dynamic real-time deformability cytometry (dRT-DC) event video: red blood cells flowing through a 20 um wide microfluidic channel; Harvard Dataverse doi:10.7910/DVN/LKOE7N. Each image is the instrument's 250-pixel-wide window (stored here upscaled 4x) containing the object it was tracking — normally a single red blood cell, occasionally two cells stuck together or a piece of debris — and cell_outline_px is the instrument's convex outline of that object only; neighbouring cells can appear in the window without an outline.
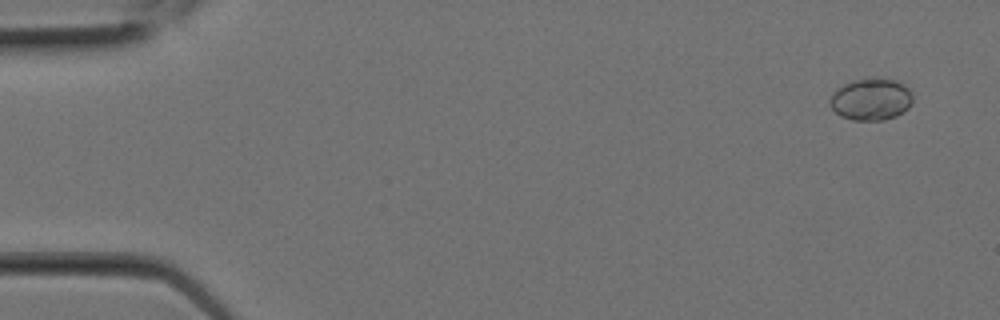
{"species": "Egyptian fruit bat (a non-hibernating species)", "species_latin": "Rousettus aegyptiacus", "temperature_condition": "room temperature", "stored_images_in_passage": 10, "camera_frame_rate_fps": 3000, "um_per_image_px": 0.085, "animal": {"sex": "female"}, "frame": {"image": 1, "passage_image": 2, "time_ms": 0.333, "image_size_px": [1000, 320], "cell_outline_px": [[912, 100], [908, 108], [896, 116], [884, 120], [852, 120], [840, 116], [832, 108], [828, 100], [832, 92], [836, 88], [852, 80], [868, 76], [876, 76], [896, 80], [904, 84], [912, 92]], "centroid_in_image_um": [74.02, 8.4], "position_along_channel_um": 11.0, "area_um2": 20.81}}
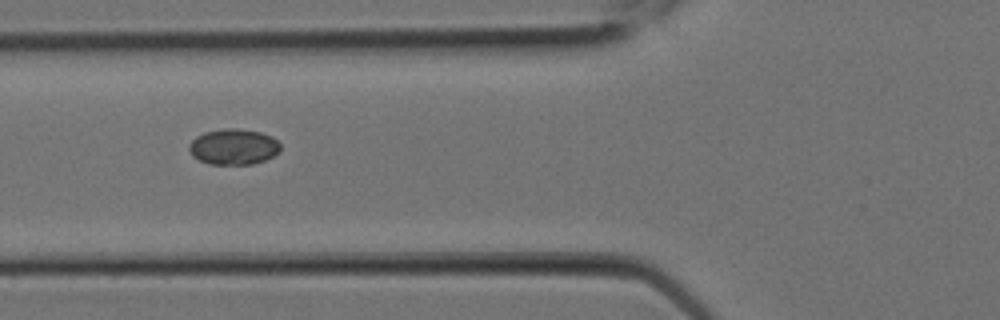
{"frame": {"image": 2, "passage_image": 9, "time_ms": 2.667, "image_size_px": [1000, 320], "cell_outline_px": [[280, 152], [264, 160], [252, 164], [208, 164], [192, 156], [188, 148], [188, 144], [196, 136], [204, 132], [224, 128], [236, 128], [260, 132], [272, 136], [280, 144]], "centroid_in_image_um": [19.83, 12.47], "position_along_channel_um": 106.0, "area_um2": 19.13}}
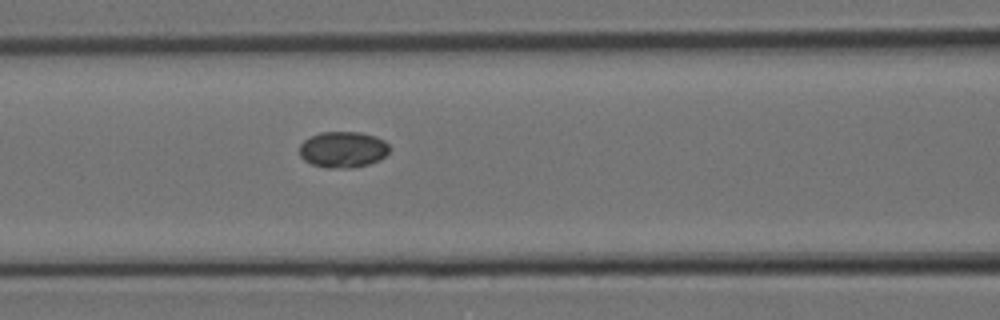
{"frame": {"image": 3, "passage_image": 10, "time_ms": 3.0, "image_size_px": [1000, 320], "cell_outline_px": [[392, 148], [380, 160], [368, 164], [352, 168], [324, 168], [312, 164], [304, 160], [300, 156], [300, 144], [304, 140], [320, 132], [360, 132], [376, 136], [384, 140]], "centroid_in_image_um": [29.17, 12.71], "position_along_channel_um": 137.4, "area_um2": 19.13}}